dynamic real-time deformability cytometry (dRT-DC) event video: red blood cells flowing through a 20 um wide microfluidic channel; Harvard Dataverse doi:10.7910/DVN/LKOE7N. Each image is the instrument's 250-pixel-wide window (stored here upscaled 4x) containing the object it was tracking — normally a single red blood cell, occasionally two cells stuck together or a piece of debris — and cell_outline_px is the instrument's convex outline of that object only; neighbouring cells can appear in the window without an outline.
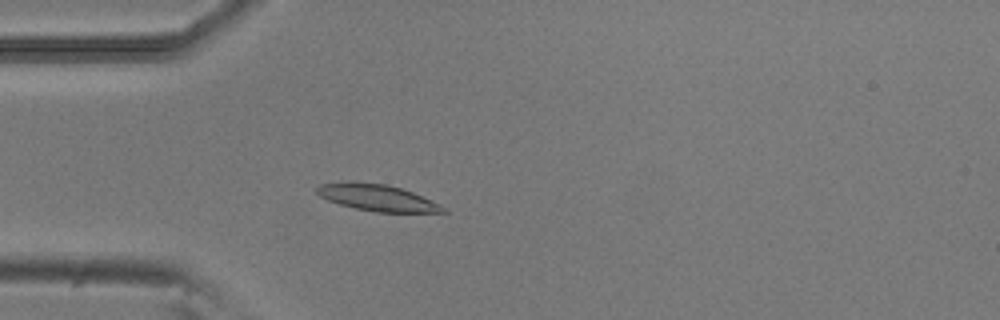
{"species": "common noctule bat (a hibernating species)", "species_latin": "Nyctalus noctula", "temperature_condition": "room temperature", "stored_images_in_passage": 4, "camera_frame_rate_fps": 3000, "um_per_image_px": 0.085, "animal": {"sex": "male", "body_mass_g": 20.5, "forearm_length_mm": 52.5}, "frame": {"image": 1, "passage_image": 4, "time_ms": 1.0, "image_size_px": [1000, 320], "cell_outline_px": [[448, 212], [376, 212], [356, 208], [340, 204], [328, 200], [320, 196], [316, 192], [316, 188], [320, 184], [348, 180], [384, 184], [400, 188], [412, 192], [440, 204]], "centroid_in_image_um": [32.01, 16.78], "position_along_channel_um": 53.0, "area_um2": 19.42}}